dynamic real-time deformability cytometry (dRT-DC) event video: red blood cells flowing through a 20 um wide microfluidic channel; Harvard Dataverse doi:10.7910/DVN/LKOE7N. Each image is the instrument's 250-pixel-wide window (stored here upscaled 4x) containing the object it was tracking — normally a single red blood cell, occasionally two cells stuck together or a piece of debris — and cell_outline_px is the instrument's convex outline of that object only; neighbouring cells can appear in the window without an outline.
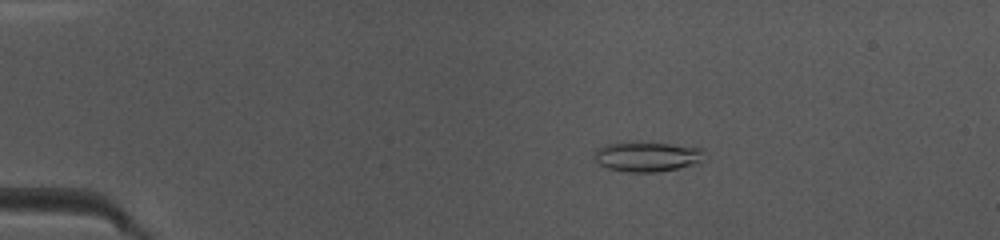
{"species": "common noctule bat (a hibernating species)", "species_latin": "Nyctalus noctula", "temperature_condition": "warm", "stored_images_in_passage": 49, "camera_frame_rate_fps": 3000, "um_per_image_px": 0.085, "animal": {"sex": "female", "body_mass_g": 10.0, "forearm_length_mm": 53.1}, "frame": {"image": 1, "passage_image": 10, "time_ms": 3.0, "image_size_px": [1000, 240], "cell_outline_px": [[704, 152], [696, 164], [656, 172], [628, 172], [608, 168], [600, 164], [596, 160], [596, 148], [604, 144], [628, 140], [632, 140], [704, 148]], "centroid_in_image_um": [54.95, 13.27], "position_along_channel_um": 30.1, "area_um2": 19.31}}
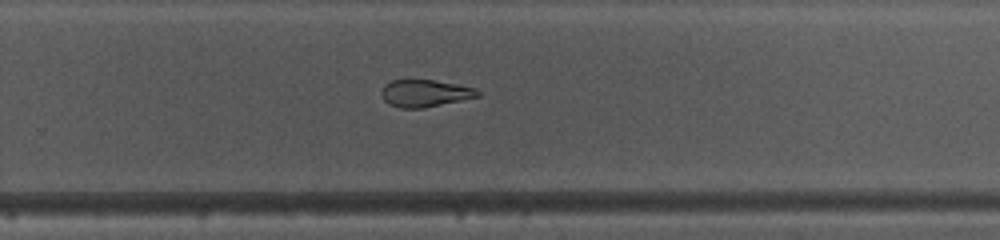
{"frame": {"image": 2, "passage_image": 33, "time_ms": 10.667, "image_size_px": [1000, 240], "cell_outline_px": [[480, 96], [424, 108], [400, 108], [388, 104], [384, 100], [380, 92], [384, 84], [392, 80], [432, 80], [456, 84], [476, 88], [480, 92]], "centroid_in_image_um": [36.1, 7.93], "position_along_channel_um": 293.7, "area_um2": 15.26}}
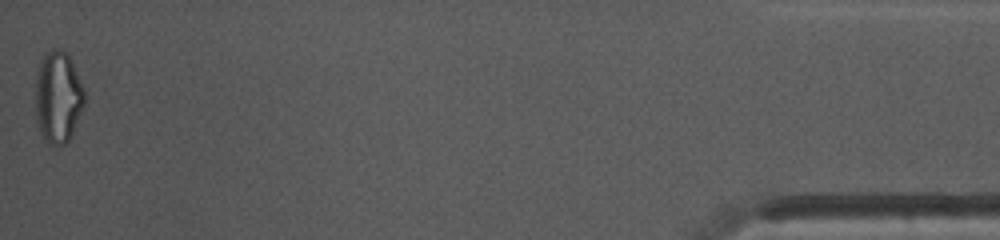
{"frame": {"image": 3, "passage_image": 49, "time_ms": 16.0, "image_size_px": [1000, 240], "cell_outline_px": [[84, 104], [72, 132], [68, 140], [64, 144], [52, 144], [40, 132], [36, 124], [36, 80], [40, 60], [52, 48], [60, 48], [68, 56], [84, 88]], "centroid_in_image_um": [4.92, 8.23], "position_along_channel_um": 430.3, "area_um2": 25.61}, "authors_computed_cell_mechanics": {"area_um2": 18.3226, "velocity_mm_per_s": 4.1556, "shape_relaxation_time_tau1_ms": null, "shape_relaxation_time_tau2_ms": 3.5489, "deformation_change_tau1": null, "deformation_change_tau2": 0.1366}}